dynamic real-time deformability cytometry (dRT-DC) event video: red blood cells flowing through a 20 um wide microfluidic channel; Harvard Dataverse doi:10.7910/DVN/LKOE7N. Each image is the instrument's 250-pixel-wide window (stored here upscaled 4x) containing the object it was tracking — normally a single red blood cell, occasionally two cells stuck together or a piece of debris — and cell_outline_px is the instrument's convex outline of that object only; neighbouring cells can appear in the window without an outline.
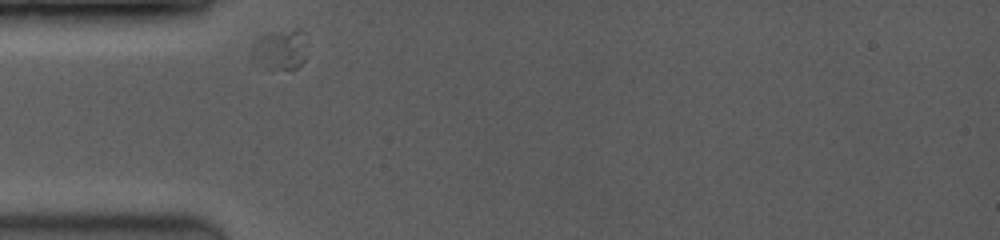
{"species": "common noctule bat (a hibernating species)", "species_latin": "Nyctalus noctula", "temperature_condition": "room temperature", "stored_images_in_passage": 6, "camera_frame_rate_fps": 3500, "um_per_image_px": 0.085, "animal": {"sex": "female", "body_mass_g": 19.0, "forearm_length_mm": 53.3}, "frame": {"image": 1, "passage_image": 1, "time_ms": 0.0, "image_size_px": [1000, 240], "cell_outline_px": [[304, 60], [296, 68], [280, 68], [252, 56], [252, 44], [260, 36], [268, 32], [296, 28], [300, 28], [304, 56]], "centroid_in_image_um": [23.82, 4.11], "position_along_channel_um": 61.2, "area_um2": 11.73}}
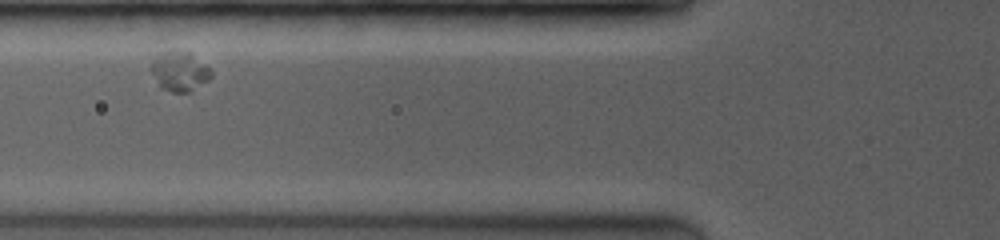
{"frame": {"image": 2, "passage_image": 4, "time_ms": 1.429, "image_size_px": [1000, 240], "cell_outline_px": [[212, 76], [208, 80], [188, 92], [172, 92], [160, 88], [152, 72], [152, 64], [156, 56], [160, 52], [188, 52], [204, 64], [212, 72]], "centroid_in_image_um": [15.25, 6.09], "position_along_channel_um": 110.5, "area_um2": 13.29}}
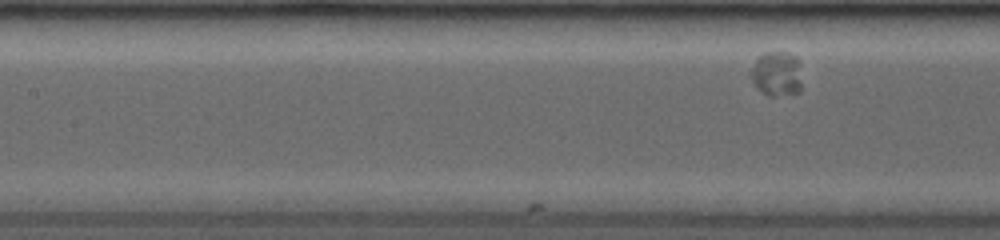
{"frame": {"image": 3, "passage_image": 6, "time_ms": 2.286, "image_size_px": [1000, 240], "cell_outline_px": [[800, 92], [776, 96], [768, 96], [756, 88], [748, 72], [756, 60], [764, 52], [788, 52], [796, 56], [800, 60]], "centroid_in_image_um": [66.01, 6.26], "position_along_channel_um": 141.4, "area_um2": 13.58}}